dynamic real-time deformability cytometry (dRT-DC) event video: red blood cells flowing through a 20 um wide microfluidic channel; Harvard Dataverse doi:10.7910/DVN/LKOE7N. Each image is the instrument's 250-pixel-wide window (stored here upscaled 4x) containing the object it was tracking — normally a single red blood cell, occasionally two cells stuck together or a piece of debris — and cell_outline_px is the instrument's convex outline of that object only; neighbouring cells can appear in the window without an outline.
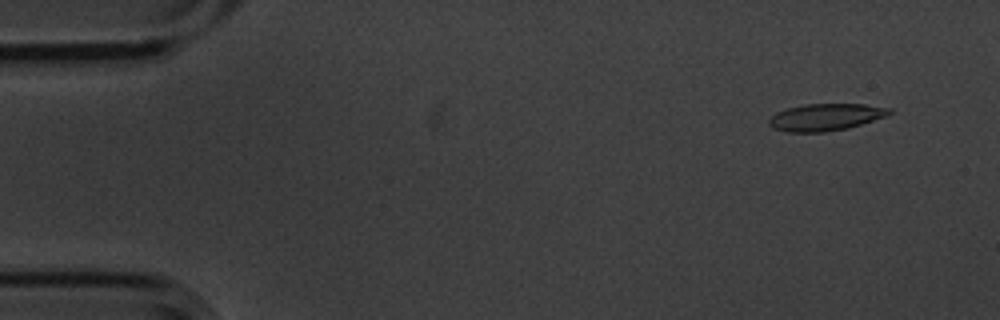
{"species": "common noctule bat (a hibernating species)", "species_latin": "Nyctalus noctula", "temperature_condition": "cold", "stored_images_in_passage": 5, "camera_frame_rate_fps": 3000, "um_per_image_px": 0.085, "animal": {"sex": "male", "body_mass_g": 20.1, "forearm_length_mm": 53.5}, "frame": {"image": 1, "passage_image": 2, "time_ms": 0.333, "image_size_px": [1000, 320], "cell_outline_px": [[892, 112], [884, 116], [848, 128], [824, 132], [784, 132], [772, 128], [768, 124], [768, 120], [776, 112], [788, 108], [804, 104], [864, 104], [892, 108]], "centroid_in_image_um": [70.13, 9.96], "position_along_channel_um": 14.9, "area_um2": 18.9}}
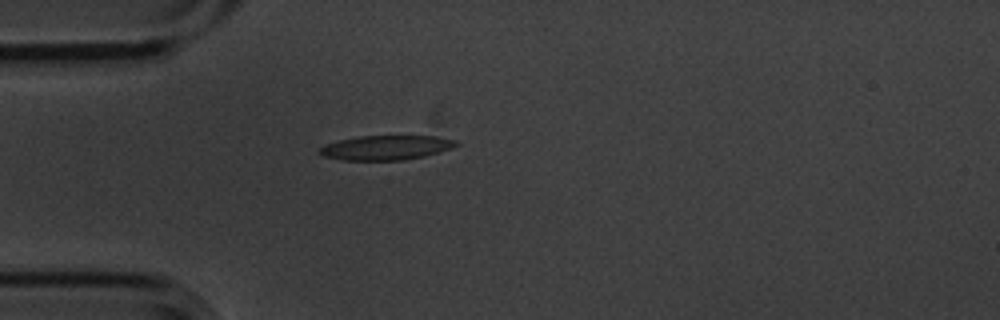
{"frame": {"image": 2, "passage_image": 5, "time_ms": 1.333, "image_size_px": [1000, 320], "cell_outline_px": [[460, 144], [452, 148], [424, 156], [404, 160], [344, 160], [324, 156], [316, 152], [324, 144], [340, 140], [360, 136], [436, 136], [456, 140]], "centroid_in_image_um": [32.81, 12.55], "position_along_channel_um": 52.2, "area_um2": 19.48}}